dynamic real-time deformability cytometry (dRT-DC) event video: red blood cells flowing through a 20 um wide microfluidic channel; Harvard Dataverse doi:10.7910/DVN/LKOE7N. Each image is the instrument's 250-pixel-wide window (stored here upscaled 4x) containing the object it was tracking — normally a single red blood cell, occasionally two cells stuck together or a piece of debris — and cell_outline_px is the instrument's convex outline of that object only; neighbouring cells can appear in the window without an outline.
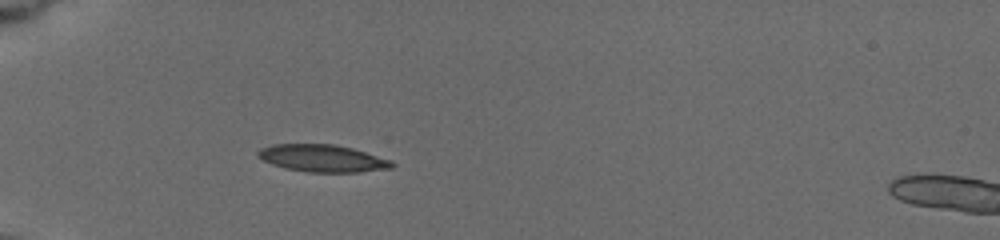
{"species": "common noctule bat (a hibernating species)", "species_latin": "Nyctalus noctula", "temperature_condition": "cold", "stored_images_in_passage": 9, "camera_frame_rate_fps": 3000, "um_per_image_px": 0.085, "animal": {"sex": "female", "body_mass_g": 19.5, "forearm_length_mm": 54.1}, "frame": {"image": 1, "passage_image": 9, "time_ms": 4.667, "image_size_px": [1000, 240], "cell_outline_px": [[396, 164], [392, 168], [360, 172], [308, 172], [284, 168], [272, 164], [256, 156], [256, 152], [260, 148], [272, 144], [332, 144], [352, 148], [392, 160]], "centroid_in_image_um": [27.41, 13.45], "position_along_channel_um": 57.6, "area_um2": 21.39}}